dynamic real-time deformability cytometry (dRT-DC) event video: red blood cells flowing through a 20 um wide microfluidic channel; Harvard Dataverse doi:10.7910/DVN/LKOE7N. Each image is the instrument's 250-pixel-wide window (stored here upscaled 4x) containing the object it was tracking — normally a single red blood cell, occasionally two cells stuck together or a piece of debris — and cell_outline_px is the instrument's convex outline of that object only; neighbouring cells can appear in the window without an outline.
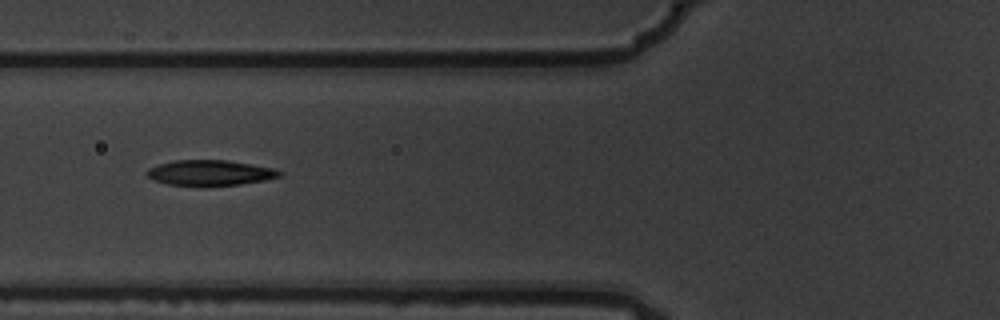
{"species": "common noctule bat (a hibernating species)", "species_latin": "Nyctalus noctula", "temperature_condition": "warm", "stored_images_in_passage": 5, "camera_frame_rate_fps": 3000, "um_per_image_px": 0.085, "animal": {"sex": "male", "body_mass_g": 19.5, "forearm_length_mm": 54.6}, "frame": {"image": 1, "passage_image": 2, "time_ms": 0.333, "image_size_px": [1000, 320], "cell_outline_px": [[284, 172], [280, 176], [264, 180], [240, 184], [168, 184], [152, 180], [144, 172], [148, 168], [172, 160], [228, 160], [272, 168]], "centroid_in_image_um": [17.82, 14.66], "position_along_channel_um": 108.0, "area_um2": 19.13}}
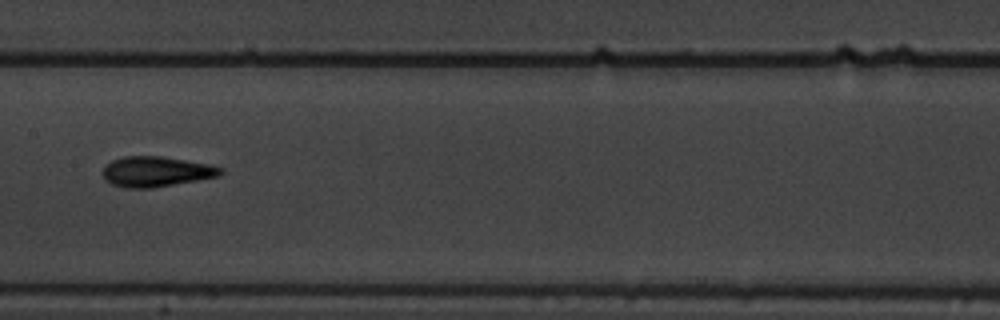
{"frame": {"image": 2, "passage_image": 4, "time_ms": 1.0, "image_size_px": [1000, 320], "cell_outline_px": [[224, 172], [220, 176], [152, 188], [124, 188], [112, 184], [104, 180], [104, 164], [112, 160], [124, 156], [160, 156], [208, 164], [224, 168]], "centroid_in_image_um": [13.26, 14.59], "position_along_channel_um": 194.1, "area_um2": 20.81}}
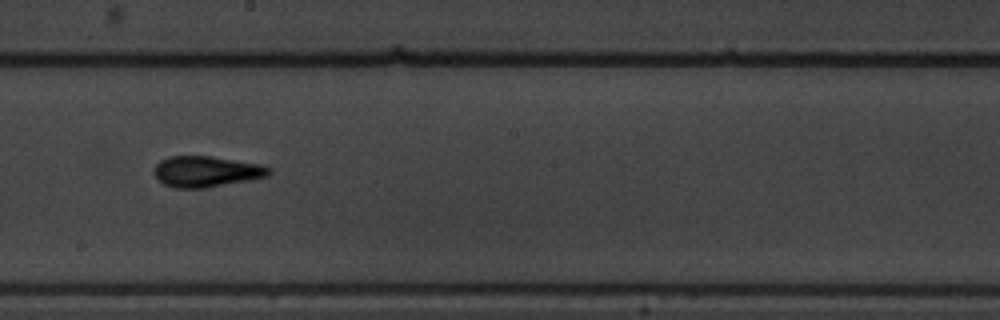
{"frame": {"image": 3, "passage_image": 5, "time_ms": 1.333, "image_size_px": [1000, 320], "cell_outline_px": [[272, 172], [268, 176], [248, 180], [204, 188], [176, 188], [164, 184], [152, 172], [152, 168], [160, 160], [168, 156], [212, 156], [260, 164], [272, 168]], "centroid_in_image_um": [17.52, 14.57], "position_along_channel_um": 230.7, "area_um2": 20.75}}